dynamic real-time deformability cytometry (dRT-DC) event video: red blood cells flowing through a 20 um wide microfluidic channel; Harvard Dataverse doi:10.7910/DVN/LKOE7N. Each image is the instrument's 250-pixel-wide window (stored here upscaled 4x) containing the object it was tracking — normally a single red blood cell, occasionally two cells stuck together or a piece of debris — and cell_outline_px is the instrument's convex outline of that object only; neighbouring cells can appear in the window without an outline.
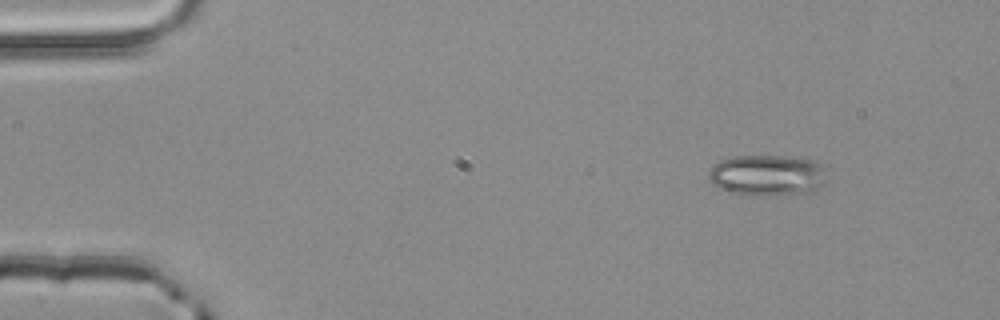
{"species": "common noctule bat (a hibernating species)", "species_latin": "Nyctalus noctula", "temperature_condition": "room temperature", "stored_images_in_passage": 3, "camera_frame_rate_fps": 3000, "um_per_image_px": 0.085, "animal": {"sex": "male", "body_mass_g": 20.4}, "frame": {"image": 1, "passage_image": 1, "time_ms": 0.0, "image_size_px": [1000, 320], "cell_outline_px": [[824, 184], [812, 192], [756, 196], [740, 196], [720, 188], [712, 184], [708, 176], [708, 172], [720, 160], [732, 156], [800, 156], [812, 160], [820, 164], [824, 168]], "centroid_in_image_um": [65.2, 14.9], "position_along_channel_um": 19.8, "area_um2": 28.55}}